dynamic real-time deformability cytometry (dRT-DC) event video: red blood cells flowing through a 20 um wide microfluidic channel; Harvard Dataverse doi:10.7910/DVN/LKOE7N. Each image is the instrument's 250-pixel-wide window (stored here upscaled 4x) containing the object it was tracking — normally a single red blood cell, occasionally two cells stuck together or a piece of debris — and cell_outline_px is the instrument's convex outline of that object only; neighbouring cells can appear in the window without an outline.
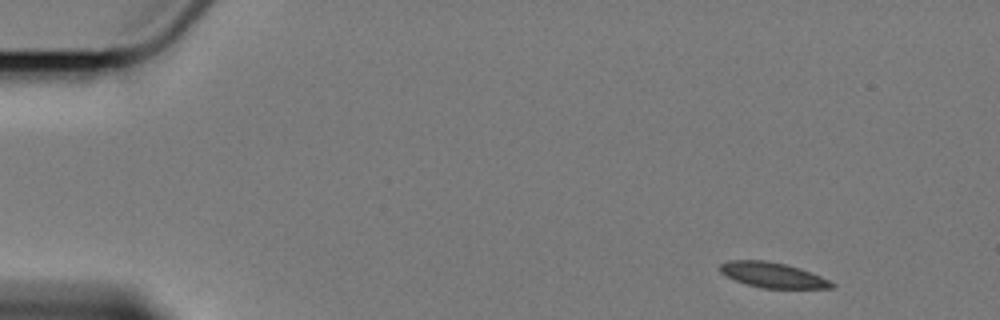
{"species": "Egyptian fruit bat (a non-hibernating species)", "species_latin": "Rousettus aegyptiacus", "temperature_condition": "cold", "stored_images_in_passage": 5, "camera_frame_rate_fps": 3000, "um_per_image_px": 0.085, "animal": {"sex": "female"}, "frame": {"image": 1, "passage_image": 1, "time_ms": 0.0, "image_size_px": [1000, 320], "cell_outline_px": [[836, 284], [832, 288], [760, 288], [736, 280], [720, 272], [720, 264], [728, 260], [764, 260], [784, 264], [800, 268], [820, 276]], "centroid_in_image_um": [65.67, 23.37], "position_along_channel_um": 19.3, "area_um2": 16.18}}
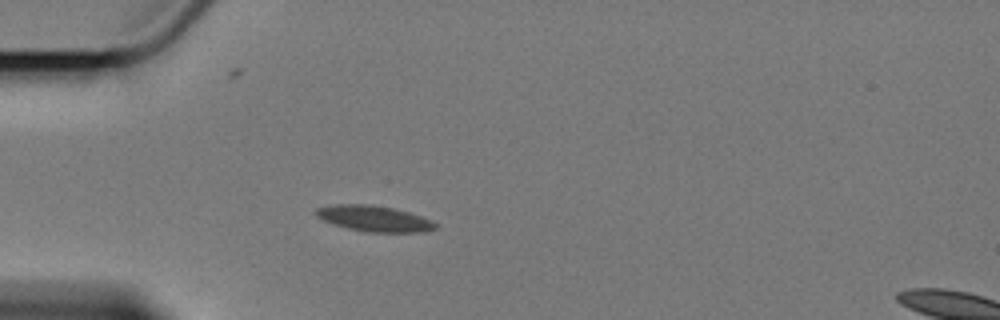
{"frame": {"image": 2, "passage_image": 4, "time_ms": 3.667, "image_size_px": [1000, 320], "cell_outline_px": [[440, 228], [424, 232], [364, 232], [332, 224], [316, 216], [316, 208], [336, 204], [364, 204], [392, 208], [408, 212], [432, 220]], "centroid_in_image_um": [31.83, 18.59], "position_along_channel_um": 53.2, "area_um2": 17.92}}